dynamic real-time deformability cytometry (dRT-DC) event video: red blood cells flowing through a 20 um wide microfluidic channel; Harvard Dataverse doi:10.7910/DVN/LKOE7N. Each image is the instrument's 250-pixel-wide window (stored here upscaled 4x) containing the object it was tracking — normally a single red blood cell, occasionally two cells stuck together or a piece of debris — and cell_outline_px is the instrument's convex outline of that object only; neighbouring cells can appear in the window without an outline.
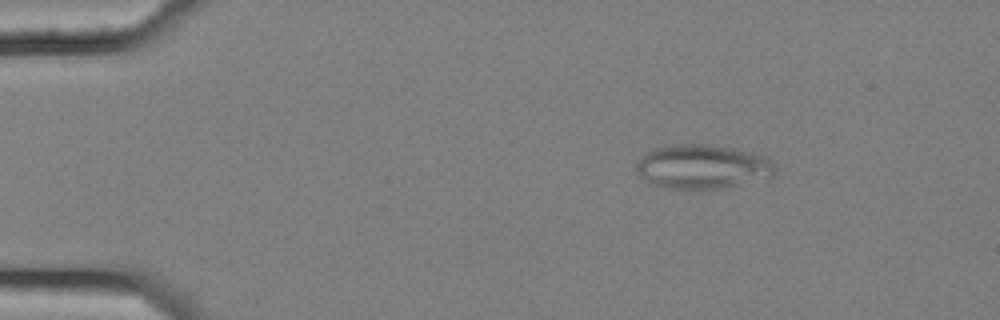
{"species": "common noctule bat (a hibernating species)", "species_latin": "Nyctalus noctula", "temperature_condition": "cold", "stored_images_in_passage": 5, "camera_frame_rate_fps": 3000, "um_per_image_px": 0.085, "animal": {"sex": "female", "body_mass_g": 25.1}, "frame": {"image": 1, "passage_image": 2, "time_ms": 0.333, "image_size_px": [1000, 320], "cell_outline_px": [[776, 172], [772, 176], [720, 188], [664, 188], [652, 184], [640, 176], [636, 172], [636, 164], [648, 152], [656, 148], [668, 144], [708, 144], [732, 148], [764, 156], [772, 160]], "centroid_in_image_um": [59.68, 14.15], "position_along_channel_um": 25.3, "area_um2": 35.2}}